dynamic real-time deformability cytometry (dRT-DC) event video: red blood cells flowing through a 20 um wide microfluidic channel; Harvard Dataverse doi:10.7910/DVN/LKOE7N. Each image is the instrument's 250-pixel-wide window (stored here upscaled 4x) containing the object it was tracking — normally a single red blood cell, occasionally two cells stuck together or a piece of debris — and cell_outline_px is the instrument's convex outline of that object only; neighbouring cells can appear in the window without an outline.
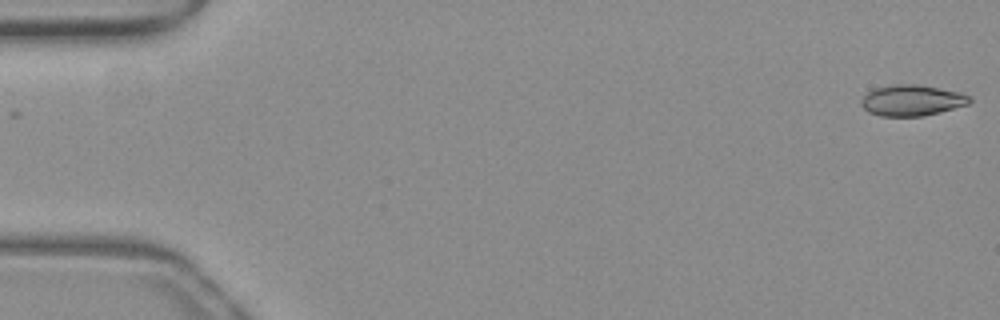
{"species": "common noctule bat (a hibernating species)", "species_latin": "Nyctalus noctula", "temperature_condition": "warm", "stored_images_in_passage": 52, "camera_frame_rate_fps": 3000, "um_per_image_px": 0.085, "animal": {"sex": "female", "body_mass_g": 19.3, "forearm_length_mm": 54.1}, "frame": {"image": 1, "passage_image": 1, "time_ms": 0.0, "image_size_px": [1000, 320], "cell_outline_px": [[972, 100], [968, 104], [940, 112], [924, 116], [880, 116], [868, 112], [860, 104], [860, 100], [872, 88], [892, 84], [916, 84], [960, 92], [972, 96]], "centroid_in_image_um": [77.49, 8.53], "position_along_channel_um": 7.5, "area_um2": 19.71}}
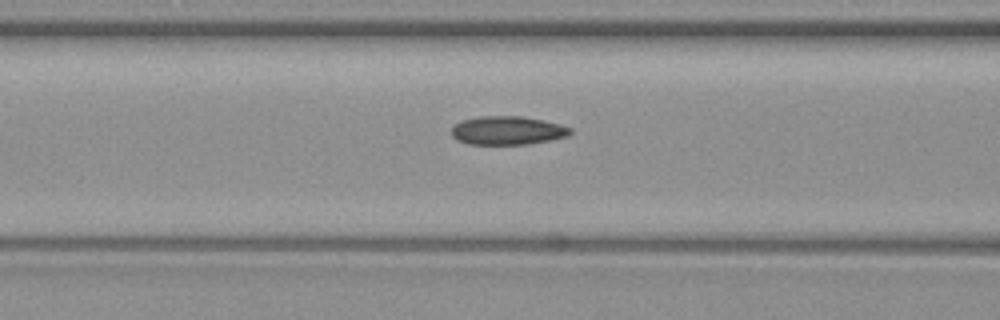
{"frame": {"image": 2, "passage_image": 21, "time_ms": 6.667, "image_size_px": [1000, 320], "cell_outline_px": [[572, 132], [568, 136], [552, 140], [528, 144], [468, 144], [456, 140], [452, 136], [452, 128], [460, 120], [480, 116], [524, 116], [544, 120], [560, 124], [572, 128]], "centroid_in_image_um": [43.15, 11.09], "position_along_channel_um": 123.4, "area_um2": 20.0}}
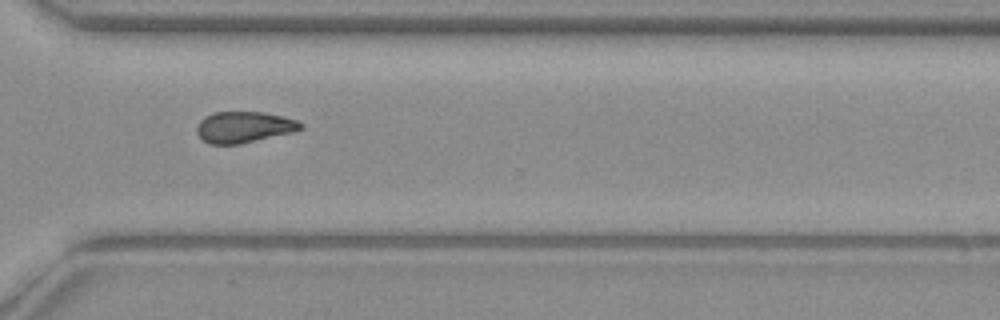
{"frame": {"image": 3, "passage_image": 38, "time_ms": 12.333, "image_size_px": [1000, 320], "cell_outline_px": [[304, 128], [292, 132], [240, 144], [208, 144], [196, 132], [196, 128], [200, 120], [204, 116], [212, 112], [264, 112], [284, 116], [296, 120], [304, 124]], "centroid_in_image_um": [20.74, 10.79], "position_along_channel_um": 349.9, "area_um2": 18.96}}